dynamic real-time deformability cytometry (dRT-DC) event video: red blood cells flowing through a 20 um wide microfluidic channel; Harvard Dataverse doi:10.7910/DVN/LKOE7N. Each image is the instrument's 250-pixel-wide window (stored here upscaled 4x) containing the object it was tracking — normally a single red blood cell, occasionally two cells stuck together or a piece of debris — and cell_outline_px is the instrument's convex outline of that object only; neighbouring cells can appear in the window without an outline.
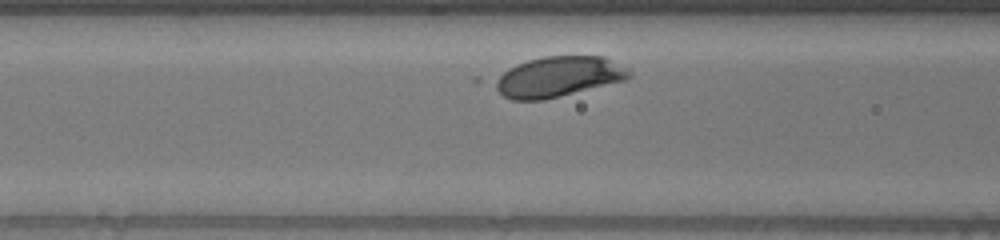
{"species": "human", "species_latin": "Homo sapiens", "temperature_condition": "warm", "stored_images_in_passage": 28, "camera_frame_rate_fps": 3000, "um_per_image_px": 0.085, "donor": {"sex": "male"}, "frame": {"image": 1, "passage_image": 6, "time_ms": 1.667, "image_size_px": [1000, 240], "cell_outline_px": [[632, 76], [624, 80], [544, 100], [512, 100], [504, 96], [488, 80], [508, 68], [516, 64], [528, 60], [544, 56], [604, 56], [628, 68], [632, 72]], "centroid_in_image_um": [47.39, 6.51], "position_along_channel_um": 119.2, "area_um2": 31.85}}
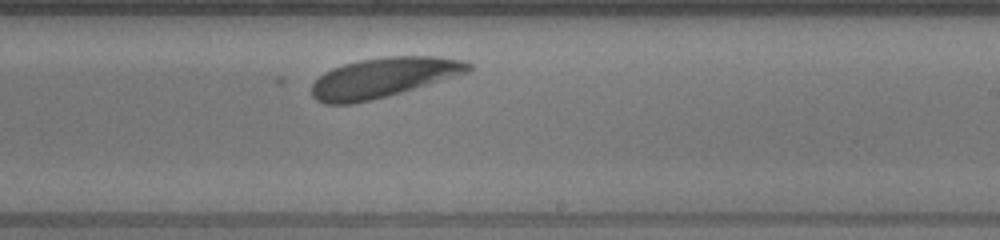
{"frame": {"image": 2, "passage_image": 18, "time_ms": 5.667, "image_size_px": [1000, 240], "cell_outline_px": [[472, 68], [468, 72], [428, 84], [400, 92], [352, 104], [324, 104], [316, 100], [312, 96], [312, 84], [324, 72], [332, 68], [344, 64], [360, 60], [384, 56], [436, 56], [464, 60], [472, 64]], "centroid_in_image_um": [32.57, 6.58], "position_along_channel_um": 256.4, "area_um2": 36.01}}
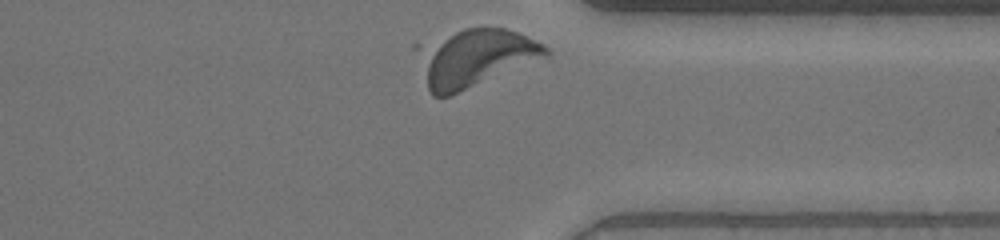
{"frame": {"image": 3, "passage_image": 28, "time_ms": 9.0, "image_size_px": [1000, 240], "cell_outline_px": [[548, 56], [448, 96], [432, 96], [428, 88], [412, 48], [412, 44], [464, 28], [504, 28], [516, 32], [548, 48]], "centroid_in_image_um": [40.2, 4.89], "position_along_channel_um": 371.2, "area_um2": 43.06}}